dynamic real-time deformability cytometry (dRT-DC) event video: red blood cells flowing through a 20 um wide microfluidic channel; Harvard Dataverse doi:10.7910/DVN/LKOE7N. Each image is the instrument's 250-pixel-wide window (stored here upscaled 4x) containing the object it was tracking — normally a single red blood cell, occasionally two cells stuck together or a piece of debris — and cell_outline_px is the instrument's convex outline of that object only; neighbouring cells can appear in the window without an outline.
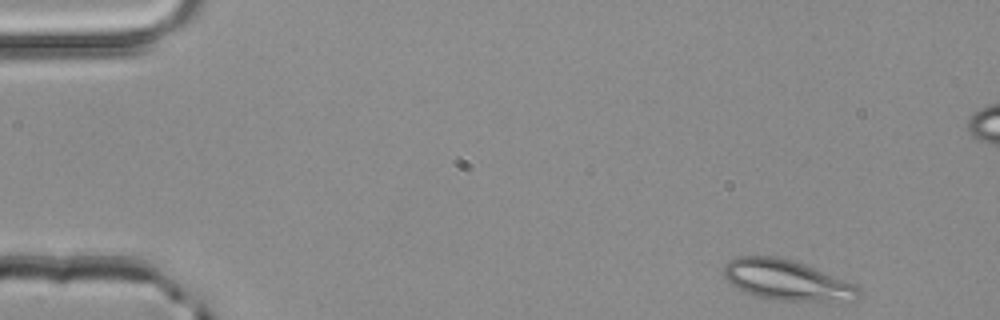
{"species": "common noctule bat (a hibernating species)", "species_latin": "Nyctalus noctula", "temperature_condition": "room temperature", "stored_images_in_passage": 3, "camera_frame_rate_fps": 3000, "um_per_image_px": 0.085, "animal": {"sex": "male", "body_mass_g": 20.4}, "frame": {"image": 1, "passage_image": 1, "time_ms": 0.0, "image_size_px": [1000, 320], "cell_outline_px": [[860, 296], [852, 300], [828, 304], [780, 300], [756, 296], [744, 292], [736, 288], [724, 276], [724, 264], [728, 260], [736, 256], [776, 256], [792, 260], [804, 264], [856, 284], [860, 288]], "centroid_in_image_um": [66.93, 23.85], "position_along_channel_um": 18.1, "area_um2": 32.48}}